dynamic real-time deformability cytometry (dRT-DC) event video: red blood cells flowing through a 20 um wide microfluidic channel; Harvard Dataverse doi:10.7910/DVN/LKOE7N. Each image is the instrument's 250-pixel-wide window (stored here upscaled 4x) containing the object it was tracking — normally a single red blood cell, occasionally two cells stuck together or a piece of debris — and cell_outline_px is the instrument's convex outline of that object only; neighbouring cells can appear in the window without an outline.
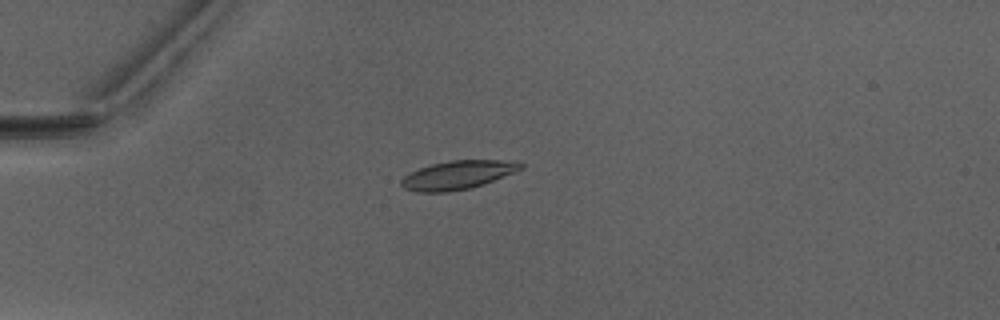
{"species": "Egyptian fruit bat (a non-hibernating species)", "species_latin": "Rousettus aegyptiacus", "temperature_condition": "warm", "stored_images_in_passage": 34, "camera_frame_rate_fps": 3000, "um_per_image_px": 0.085, "animal": {"sex": "male"}, "frame": {"image": 1, "passage_image": 3, "time_ms": 0.667, "image_size_px": [1000, 320], "cell_outline_px": [[524, 168], [516, 172], [468, 188], [448, 192], [416, 192], [404, 188], [400, 184], [400, 180], [404, 176], [420, 168], [432, 164], [452, 160], [500, 160], [524, 164]], "centroid_in_image_um": [38.87, 14.87], "position_along_channel_um": 46.1, "area_um2": 19.54}}
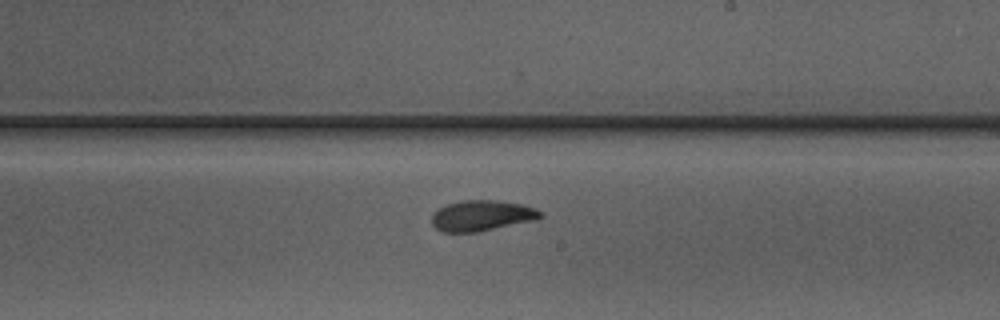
{"frame": {"image": 2, "passage_image": 20, "time_ms": 6.333, "image_size_px": [1000, 320], "cell_outline_px": [[544, 216], [536, 220], [476, 232], [444, 232], [436, 228], [432, 224], [432, 216], [440, 208], [448, 204], [460, 200], [496, 200], [524, 204], [536, 208], [544, 212]], "centroid_in_image_um": [41.02, 18.32], "position_along_channel_um": 248.0, "area_um2": 19.48}}
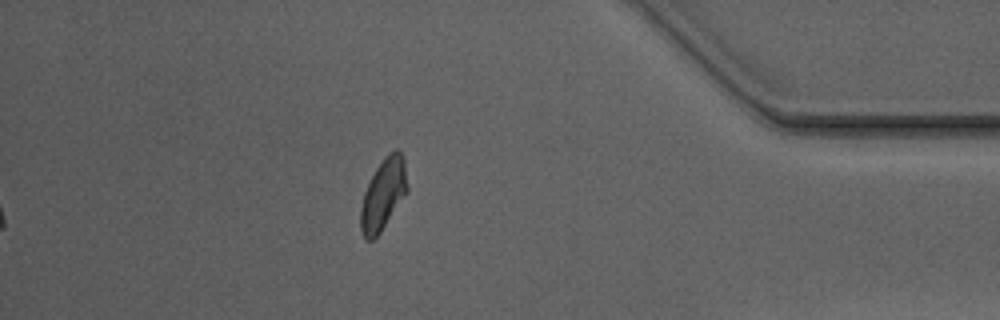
{"frame": {"image": 3, "passage_image": 34, "time_ms": 11.0, "image_size_px": [1000, 320], "cell_outline_px": [[408, 192], [380, 232], [372, 240], [364, 240], [360, 228], [360, 208], [364, 192], [376, 168], [384, 156], [396, 148], [404, 156], [408, 188]], "centroid_in_image_um": [32.58, 16.51], "position_along_channel_um": 402.6, "area_um2": 19.48}, "authors_computed_cell_mechanics": {"area_um2": 19.5075, "velocity_mm_per_s": 4.0646, "shape_relaxation_time_tau1_ms": 4.2091, "shape_relaxation_time_tau2_ms": 2.563, "deformation_change_tau1": 0.1571, "deformation_change_tau2": 0.0791}}